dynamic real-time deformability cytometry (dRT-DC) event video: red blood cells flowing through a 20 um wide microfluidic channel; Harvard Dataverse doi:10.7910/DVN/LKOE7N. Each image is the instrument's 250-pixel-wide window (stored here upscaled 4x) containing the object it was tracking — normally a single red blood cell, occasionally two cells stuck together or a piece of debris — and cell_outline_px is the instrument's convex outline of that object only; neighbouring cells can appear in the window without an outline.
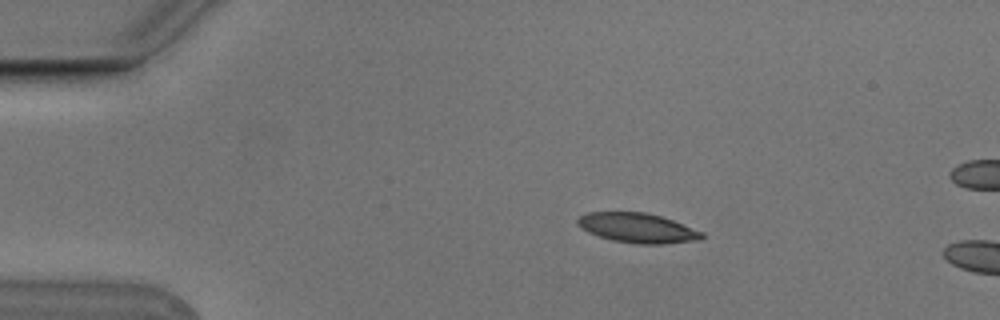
{"species": "Egyptian fruit bat (a non-hibernating species)", "species_latin": "Rousettus aegyptiacus", "temperature_condition": "cold", "stored_images_in_passage": 2, "camera_frame_rate_fps": 3000, "um_per_image_px": 0.085, "animal": {"sex": "male"}, "frame": {"image": 1, "passage_image": 1, "time_ms": 0.0, "image_size_px": [1000, 320], "cell_outline_px": [[704, 236], [700, 240], [664, 244], [640, 244], [612, 240], [588, 232], [580, 228], [576, 224], [576, 220], [580, 216], [588, 212], [644, 212], [660, 216], [672, 220], [704, 232]], "centroid_in_image_um": [54.18, 19.38], "position_along_channel_um": 30.8, "area_um2": 21.5}}